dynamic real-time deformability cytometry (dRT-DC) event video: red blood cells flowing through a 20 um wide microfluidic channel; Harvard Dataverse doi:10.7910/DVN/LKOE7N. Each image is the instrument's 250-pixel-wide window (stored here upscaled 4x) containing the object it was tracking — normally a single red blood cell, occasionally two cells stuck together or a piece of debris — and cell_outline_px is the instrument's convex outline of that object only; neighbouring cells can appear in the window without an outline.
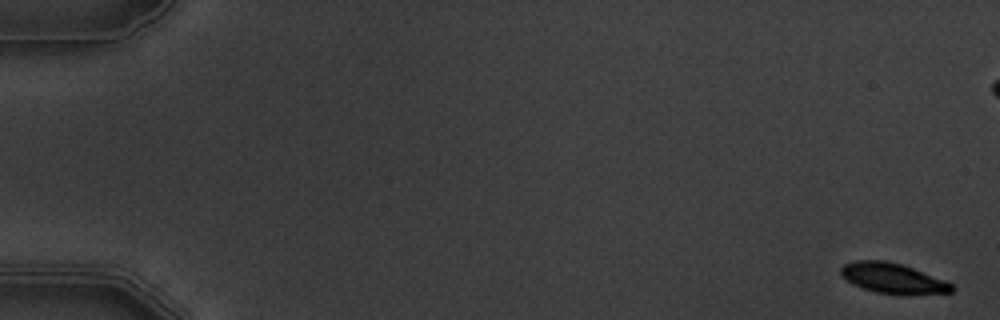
{"species": "common noctule bat (a hibernating species)", "species_latin": "Nyctalus noctula", "temperature_condition": "warm", "stored_images_in_passage": 7, "camera_frame_rate_fps": 3000, "um_per_image_px": 0.085, "animal": {"sex": "male", "body_mass_g": 19.5, "forearm_length_mm": 54.6}, "frame": {"image": 1, "passage_image": 1, "time_ms": 0.0, "image_size_px": [1000, 320], "cell_outline_px": [[956, 288], [952, 292], [876, 292], [864, 288], [848, 280], [840, 272], [840, 268], [844, 264], [856, 260], [884, 260], [900, 264], [912, 268], [944, 280], [952, 284]], "centroid_in_image_um": [75.85, 23.6], "position_along_channel_um": 9.1, "area_um2": 18.38}}